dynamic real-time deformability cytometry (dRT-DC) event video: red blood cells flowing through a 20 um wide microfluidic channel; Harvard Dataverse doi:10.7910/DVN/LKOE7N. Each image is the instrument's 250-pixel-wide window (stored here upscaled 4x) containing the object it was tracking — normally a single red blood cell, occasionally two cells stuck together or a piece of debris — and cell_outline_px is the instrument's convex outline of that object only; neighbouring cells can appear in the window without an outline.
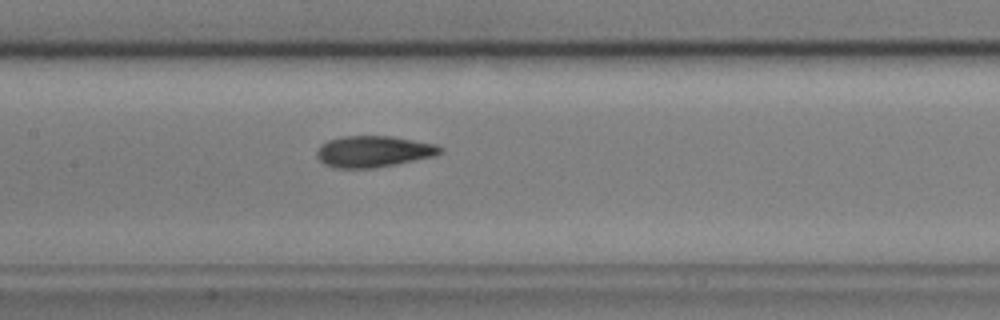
{"species": "common noctule bat (a hibernating species)", "species_latin": "Nyctalus noctula", "temperature_condition": "cold", "stored_images_in_passage": 30, "camera_frame_rate_fps": 3000, "um_per_image_px": 0.085, "animal": {"sex": "male", "body_mass_g": 17.9, "forearm_length_mm": 54.2}, "frame": {"image": 1, "passage_image": 11, "time_ms": 3.333, "image_size_px": [1000, 320], "cell_outline_px": [[444, 152], [436, 156], [396, 164], [372, 168], [336, 168], [324, 164], [316, 156], [316, 152], [320, 144], [328, 140], [344, 136], [392, 136], [436, 144], [444, 148]], "centroid_in_image_um": [31.77, 12.87], "position_along_channel_um": 175.6, "area_um2": 22.72}}
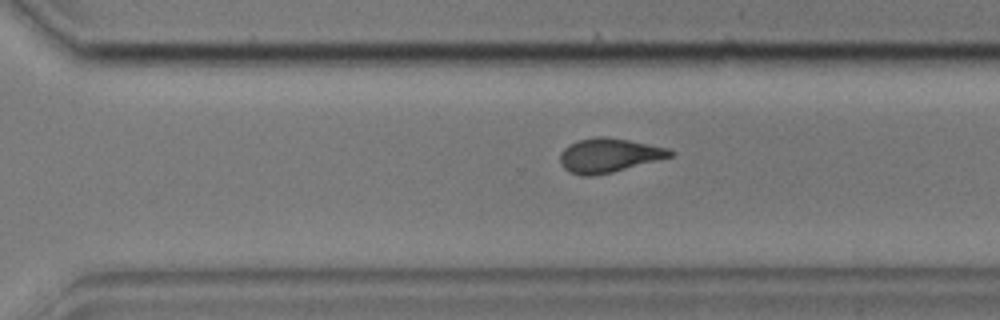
{"frame": {"image": 2, "passage_image": 23, "time_ms": 7.333, "image_size_px": [1000, 320], "cell_outline_px": [[676, 152], [672, 156], [660, 160], [612, 172], [592, 176], [580, 176], [568, 172], [560, 164], [560, 152], [568, 144], [580, 140], [600, 136], [604, 136], [628, 140], [668, 148]], "centroid_in_image_um": [51.74, 13.21], "position_along_channel_um": 318.9, "area_um2": 21.96}}
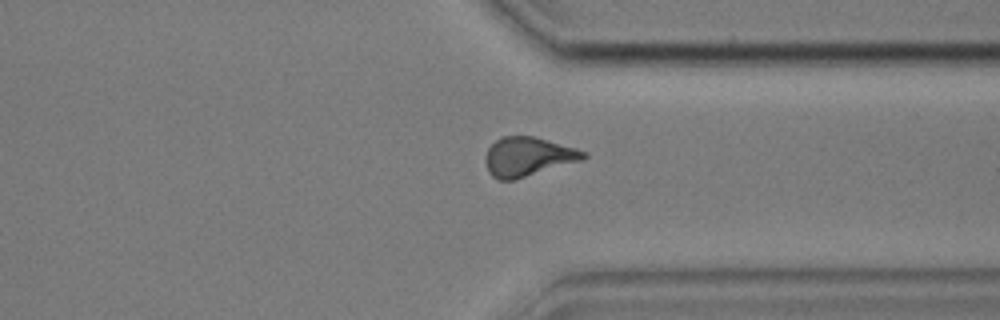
{"frame": {"image": 3, "passage_image": 27, "time_ms": 8.667, "image_size_px": [1000, 320], "cell_outline_px": [[588, 156], [584, 160], [512, 180], [500, 180], [492, 176], [488, 172], [484, 160], [484, 156], [488, 148], [500, 136], [532, 136], [548, 140], [576, 148], [588, 152]], "centroid_in_image_um": [44.88, 13.31], "position_along_channel_um": 366.5, "area_um2": 22.48}}